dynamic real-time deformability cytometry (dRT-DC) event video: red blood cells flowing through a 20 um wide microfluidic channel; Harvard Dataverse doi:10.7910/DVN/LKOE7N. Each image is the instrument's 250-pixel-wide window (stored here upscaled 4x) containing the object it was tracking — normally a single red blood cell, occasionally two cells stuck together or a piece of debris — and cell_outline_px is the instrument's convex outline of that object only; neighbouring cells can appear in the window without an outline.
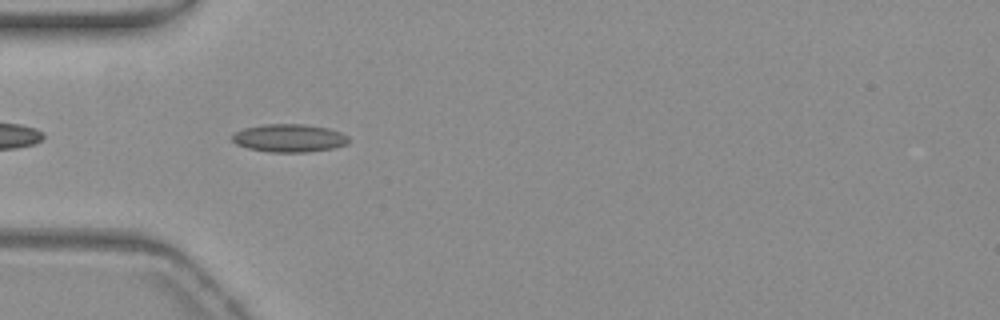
{"species": "common noctule bat (a hibernating species)", "species_latin": "Nyctalus noctula", "temperature_condition": "warm", "stored_images_in_passage": 41, "camera_frame_rate_fps": 3000, "um_per_image_px": 0.085, "animal": {"sex": "female", "body_mass_g": 19.3, "forearm_length_mm": 54.1}, "frame": {"image": 1, "passage_image": 3, "time_ms": 0.667, "image_size_px": [1000, 320], "cell_outline_px": [[348, 144], [332, 148], [308, 152], [268, 152], [248, 148], [236, 144], [232, 140], [232, 136], [236, 132], [244, 128], [264, 124], [304, 124], [328, 128], [340, 132], [348, 136]], "centroid_in_image_um": [24.58, 11.74], "position_along_channel_um": 60.4, "area_um2": 18.96}}
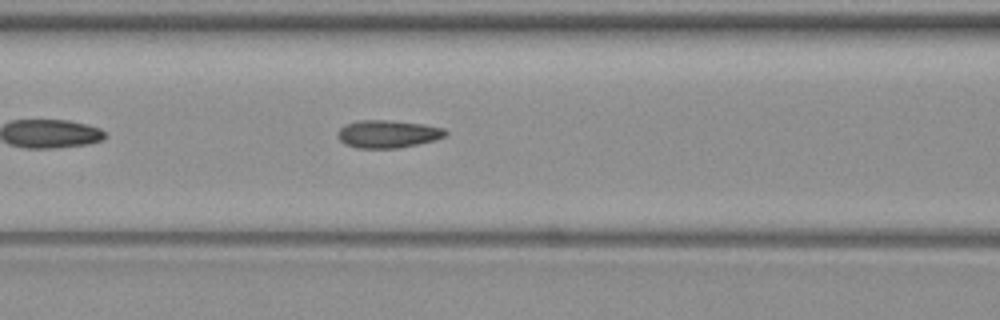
{"frame": {"image": 2, "passage_image": 9, "time_ms": 2.667, "image_size_px": [1000, 320], "cell_outline_px": [[448, 132], [444, 136], [432, 140], [416, 144], [396, 148], [356, 148], [344, 144], [336, 136], [336, 132], [344, 124], [356, 120], [388, 120], [424, 124], [444, 128]], "centroid_in_image_um": [32.88, 11.37], "position_along_channel_um": 133.7, "area_um2": 17.46}}
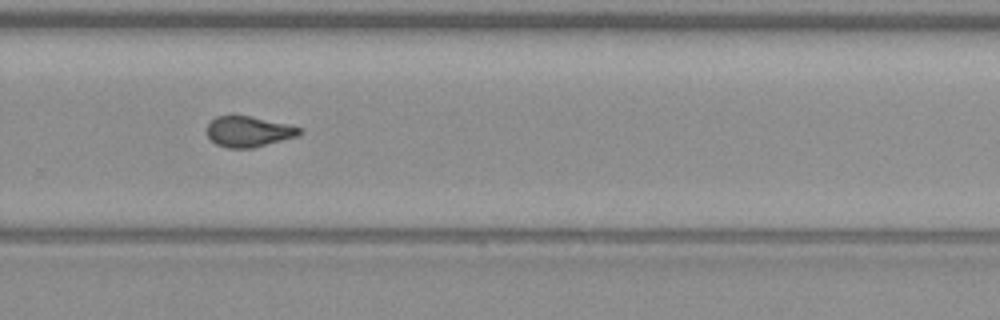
{"frame": {"image": 3, "passage_image": 23, "time_ms": 7.333, "image_size_px": [1000, 320], "cell_outline_px": [[304, 132], [296, 136], [252, 148], [228, 148], [216, 144], [208, 136], [208, 124], [216, 116], [232, 112], [288, 124], [304, 128]], "centroid_in_image_um": [21.12, 11.14], "position_along_channel_um": 308.7, "area_um2": 16.88}, "authors_computed_cell_mechanics": {"area_um2": 16.8776, "velocity_mm_per_s": 3.7563, "shape_relaxation_time_tau1_ms": null, "shape_relaxation_time_tau2_ms": 1.4378, "deformation_change_tau1": null, "deformation_change_tau2": 0.0544}}